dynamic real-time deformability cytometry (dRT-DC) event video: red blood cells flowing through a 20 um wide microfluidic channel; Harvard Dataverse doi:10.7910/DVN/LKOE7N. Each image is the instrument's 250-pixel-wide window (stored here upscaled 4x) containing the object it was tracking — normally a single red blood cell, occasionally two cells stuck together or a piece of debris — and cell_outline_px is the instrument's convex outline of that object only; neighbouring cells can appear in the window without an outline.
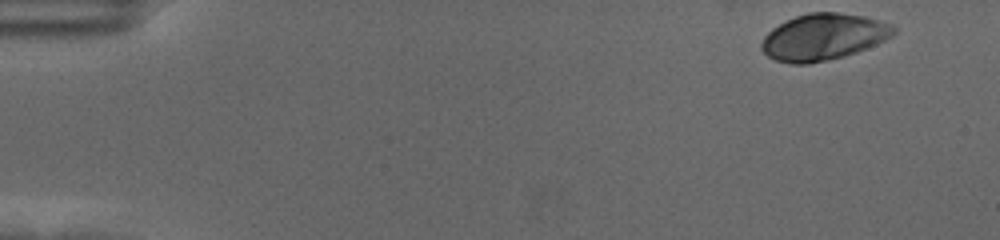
{"species": "human", "species_latin": "Homo sapiens", "temperature_condition": "cold", "stored_images_in_passage": 55, "camera_frame_rate_fps": 3000, "um_per_image_px": 0.085, "donor": {"sex": "female"}, "frame": {"image": 1, "passage_image": 1, "time_ms": 0.0, "image_size_px": [1000, 240], "cell_outline_px": [[896, 32], [892, 36], [876, 44], [856, 52], [844, 56], [828, 60], [808, 64], [792, 64], [776, 60], [768, 56], [760, 48], [760, 44], [764, 36], [772, 28], [796, 16], [808, 12], [836, 12], [864, 16], [880, 20], [892, 24], [896, 28]], "centroid_in_image_um": [69.99, 3.14], "position_along_channel_um": 15.0, "area_um2": 35.78}}
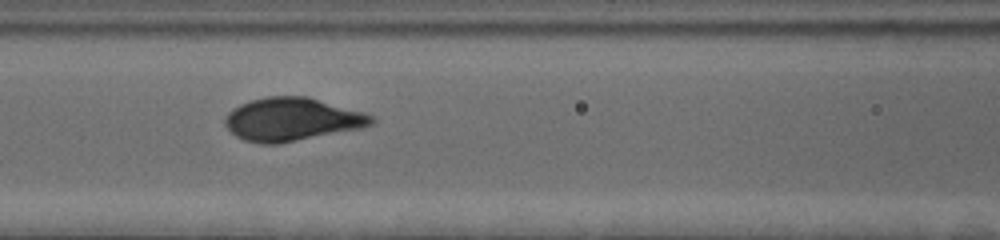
{"frame": {"image": 2, "passage_image": 23, "time_ms": 7.333, "image_size_px": [1000, 240], "cell_outline_px": [[376, 120], [372, 124], [360, 128], [280, 144], [260, 144], [244, 140], [236, 136], [224, 124], [224, 120], [228, 112], [232, 108], [240, 104], [252, 100], [268, 96], [308, 96], [364, 112], [372, 116]], "centroid_in_image_um": [24.8, 10.14], "position_along_channel_um": 141.8, "area_um2": 36.88}}
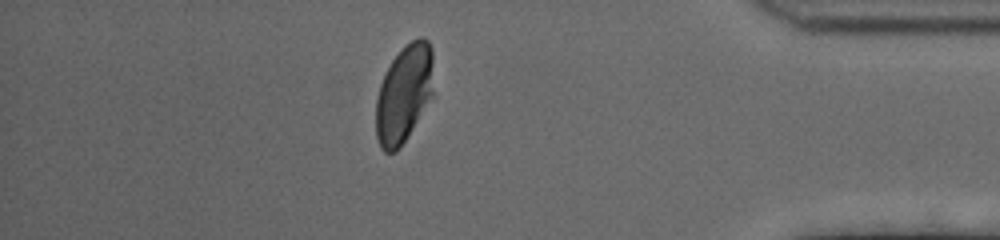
{"frame": {"image": 3, "passage_image": 48, "time_ms": 15.667, "image_size_px": [1000, 240], "cell_outline_px": [[432, 96], [400, 148], [396, 152], [384, 152], [380, 148], [376, 136], [376, 100], [380, 84], [392, 60], [412, 40], [420, 36], [424, 36], [428, 40], [432, 48]], "centroid_in_image_um": [34.33, 7.99], "position_along_channel_um": 400.9, "area_um2": 32.43}, "authors_computed_cell_mechanics": {"area_um2": 34.9112, "velocity_mm_per_s": 3.4879, "shape_relaxation_time_tau1_ms": 2.755, "shape_relaxation_time_tau2_ms": 4.9506, "deformation_change_tau1": 0.1609, "deformation_change_tau2": null}}